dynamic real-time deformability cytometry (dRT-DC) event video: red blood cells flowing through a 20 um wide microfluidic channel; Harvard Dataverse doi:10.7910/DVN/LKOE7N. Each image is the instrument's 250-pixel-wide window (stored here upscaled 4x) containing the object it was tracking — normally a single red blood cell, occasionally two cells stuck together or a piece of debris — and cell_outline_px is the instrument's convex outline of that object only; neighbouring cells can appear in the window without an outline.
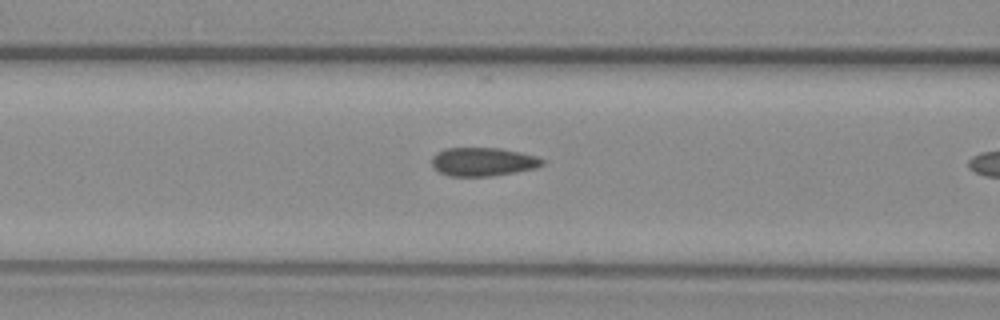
{"species": "common noctule bat (a hibernating species)", "species_latin": "Nyctalus noctula", "temperature_condition": "warm", "stored_images_in_passage": 8, "camera_frame_rate_fps": 3000, "um_per_image_px": 0.085, "animal": {"sex": "female", "body_mass_g": 29.2, "forearm_length_mm": 56.3}, "frame": {"image": 1, "passage_image": 7, "time_ms": 2.0, "image_size_px": [1000, 320], "cell_outline_px": [[544, 164], [536, 168], [516, 172], [488, 176], [448, 176], [440, 172], [432, 164], [432, 156], [436, 152], [444, 148], [500, 148], [520, 152], [536, 156], [544, 160]], "centroid_in_image_um": [41.05, 13.74], "position_along_channel_um": 125.5, "area_um2": 18.38}}